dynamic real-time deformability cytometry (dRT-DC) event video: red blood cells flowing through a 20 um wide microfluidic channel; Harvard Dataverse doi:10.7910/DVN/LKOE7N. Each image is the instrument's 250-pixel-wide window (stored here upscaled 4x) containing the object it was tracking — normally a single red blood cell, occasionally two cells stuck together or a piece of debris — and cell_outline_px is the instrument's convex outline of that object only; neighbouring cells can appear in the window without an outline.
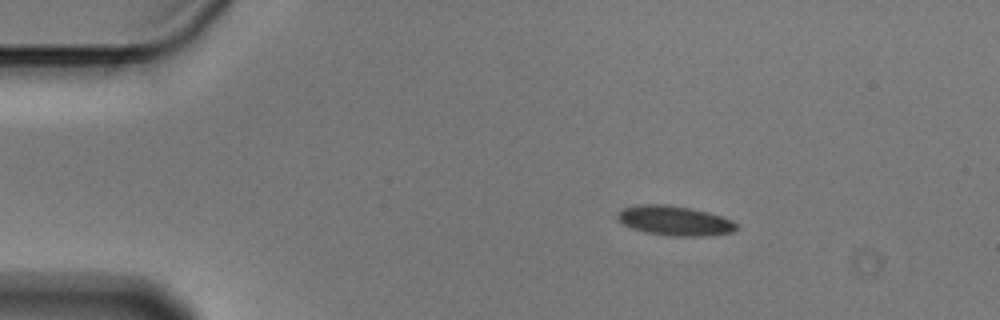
{"species": "Egyptian fruit bat (a non-hibernating species)", "species_latin": "Rousettus aegyptiacus", "temperature_condition": "cold", "stored_images_in_passage": 2, "camera_frame_rate_fps": 3000, "um_per_image_px": 0.085, "animal": {"sex": "male"}, "frame": {"image": 1, "passage_image": 1, "time_ms": 0.0, "image_size_px": [1000, 320], "cell_outline_px": [[740, 228], [732, 232], [708, 236], [672, 236], [644, 232], [632, 228], [624, 224], [616, 216], [616, 212], [624, 208], [636, 204], [668, 204], [708, 212], [732, 220], [740, 224]], "centroid_in_image_um": [57.37, 18.76], "position_along_channel_um": 27.6, "area_um2": 20.75}}